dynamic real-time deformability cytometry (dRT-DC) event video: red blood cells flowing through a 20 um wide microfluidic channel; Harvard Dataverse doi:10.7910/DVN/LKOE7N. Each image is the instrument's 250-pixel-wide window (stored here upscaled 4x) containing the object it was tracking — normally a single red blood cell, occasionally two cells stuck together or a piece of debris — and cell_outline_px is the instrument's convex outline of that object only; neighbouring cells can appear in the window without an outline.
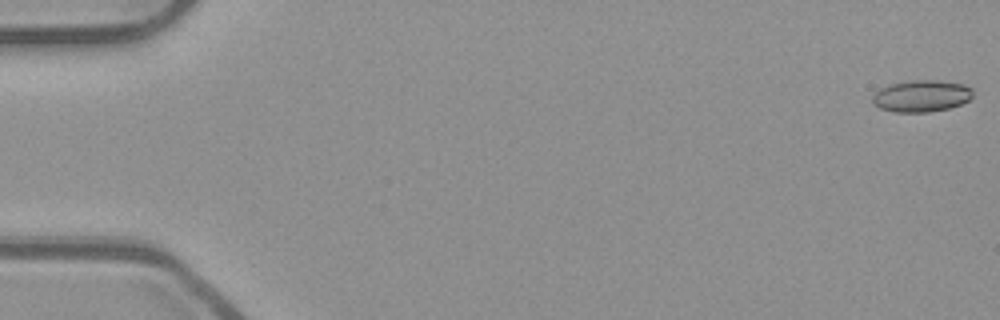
{"species": "common noctule bat (a hibernating species)", "species_latin": "Nyctalus noctula", "temperature_condition": "room temperature", "stored_images_in_passage": 54, "camera_frame_rate_fps": 3000, "um_per_image_px": 0.085, "animal": {"sex": "male", "body_mass_g": 23.1, "forearm_length_mm": 52.7}, "frame": {"image": 1, "passage_image": 1, "time_ms": 0.0, "image_size_px": [1000, 320], "cell_outline_px": [[972, 96], [968, 100], [960, 104], [948, 108], [928, 112], [892, 112], [880, 108], [872, 100], [872, 96], [880, 88], [892, 84], [912, 80], [936, 80], [964, 84], [972, 88]], "centroid_in_image_um": [78.33, 8.16], "position_along_channel_um": 6.7, "area_um2": 18.44}}
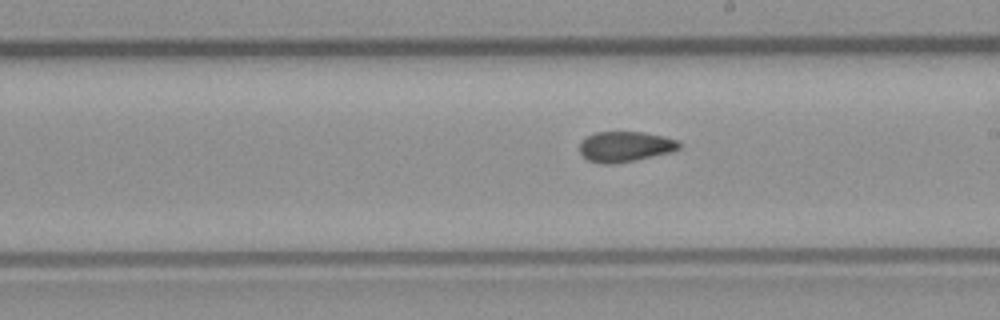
{"frame": {"image": 2, "passage_image": 31, "time_ms": 10.0, "image_size_px": [1000, 320], "cell_outline_px": [[680, 148], [668, 152], [636, 160], [612, 164], [604, 164], [588, 160], [580, 152], [580, 140], [596, 132], [644, 132], [664, 136], [676, 140], [680, 144]], "centroid_in_image_um": [53.11, 12.45], "position_along_channel_um": 235.9, "area_um2": 17.46}}
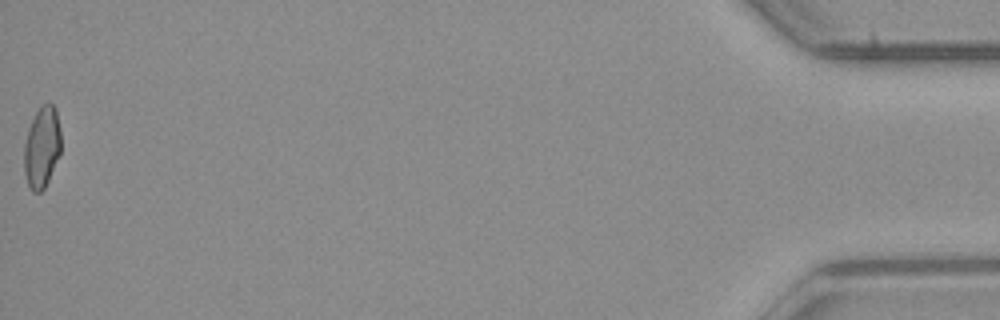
{"frame": {"image": 3, "passage_image": 54, "time_ms": 17.667, "image_size_px": [1000, 320], "cell_outline_px": [[60, 152], [48, 180], [44, 188], [40, 192], [32, 192], [28, 184], [24, 172], [24, 144], [28, 128], [36, 112], [44, 104], [52, 104], [56, 108], [60, 132]], "centroid_in_image_um": [3.54, 12.52], "position_along_channel_um": 431.7, "area_um2": 17.22}, "authors_computed_cell_mechanics": {"area_um2": 17.7735, "velocity_mm_per_s": 3.9041, "shape_relaxation_time_tau1_ms": null, "shape_relaxation_time_tau2_ms": 2.7859, "deformation_change_tau1": null, "deformation_change_tau2": 0.0807}}